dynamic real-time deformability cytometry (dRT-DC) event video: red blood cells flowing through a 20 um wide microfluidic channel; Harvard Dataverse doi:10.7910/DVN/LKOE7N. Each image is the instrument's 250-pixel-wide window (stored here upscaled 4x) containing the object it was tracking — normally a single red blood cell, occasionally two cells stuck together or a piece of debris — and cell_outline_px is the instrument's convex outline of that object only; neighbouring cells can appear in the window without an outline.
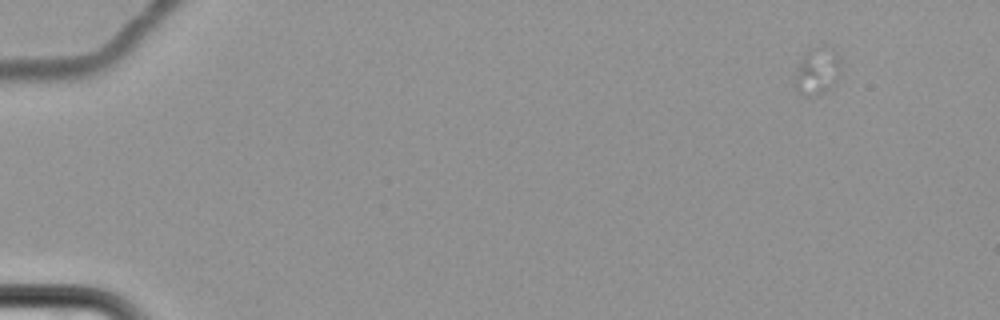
{"species": "common noctule bat (a hibernating species)", "species_latin": "Nyctalus noctula", "temperature_condition": "cold", "stored_images_in_passage": 5, "camera_frame_rate_fps": 3000, "um_per_image_px": 0.085, "animal": {"sex": "female", "body_mass_g": 22.7, "forearm_length_mm": 54.2}, "frame": {"image": 1, "passage_image": 1, "time_ms": 0.0, "image_size_px": [1000, 320], "cell_outline_px": [[840, 68], [836, 76], [804, 96], [796, 88], [796, 72], [804, 56], [812, 48], [820, 44], [824, 44], [832, 48], [840, 56]], "centroid_in_image_um": [69.46, 5.83], "position_along_channel_um": 15.5, "area_um2": 10.98}}